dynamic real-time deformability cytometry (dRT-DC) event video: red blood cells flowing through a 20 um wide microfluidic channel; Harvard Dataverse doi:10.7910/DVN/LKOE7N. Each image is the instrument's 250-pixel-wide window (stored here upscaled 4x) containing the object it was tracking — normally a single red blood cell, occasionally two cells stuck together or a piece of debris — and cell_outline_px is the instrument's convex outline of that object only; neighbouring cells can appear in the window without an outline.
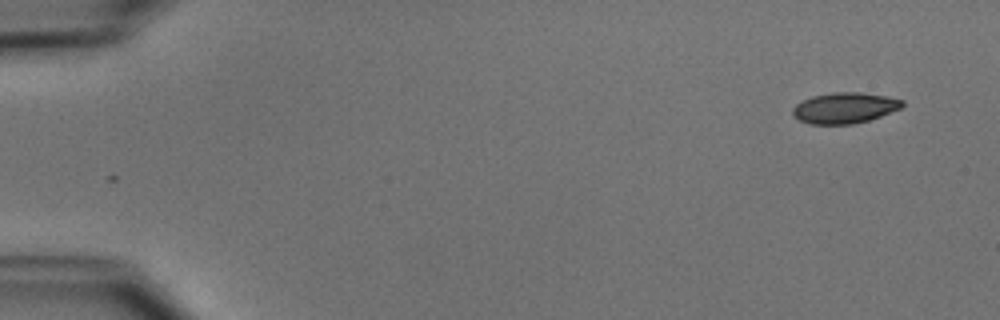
{"species": "common noctule bat (a hibernating species)", "species_latin": "Nyctalus noctula", "temperature_condition": "cold", "stored_images_in_passage": 16, "camera_frame_rate_fps": 3000, "um_per_image_px": 0.085, "animal": {"sex": "male", "body_mass_g": 15.6}, "frame": {"image": 1, "passage_image": 1, "time_ms": 0.0, "image_size_px": [1000, 320], "cell_outline_px": [[904, 104], [900, 108], [880, 116], [868, 120], [852, 124], [808, 124], [800, 120], [792, 112], [792, 108], [796, 104], [812, 96], [832, 92], [860, 92], [888, 96], [904, 100]], "centroid_in_image_um": [71.8, 9.16], "position_along_channel_um": 13.2, "area_um2": 19.59}}
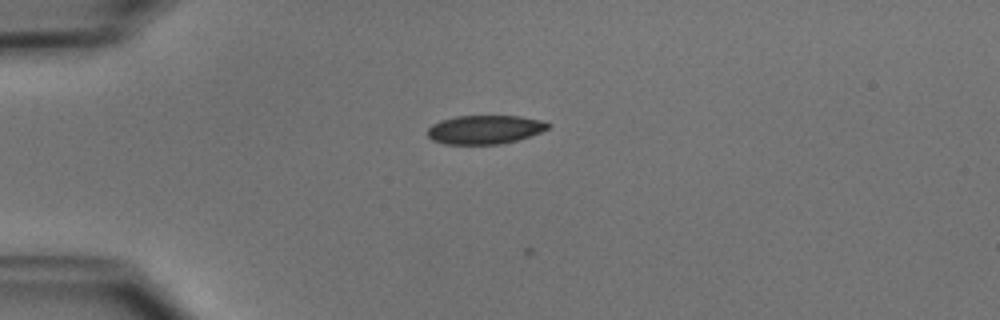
{"frame": {"image": 2, "passage_image": 11, "time_ms": 3.333, "image_size_px": [1000, 320], "cell_outline_px": [[552, 124], [548, 128], [540, 132], [516, 140], [500, 144], [444, 144], [432, 140], [428, 136], [428, 128], [432, 124], [440, 120], [456, 116], [520, 116], [544, 120]], "centroid_in_image_um": [41.21, 11.0], "position_along_channel_um": 43.8, "area_um2": 20.23}}